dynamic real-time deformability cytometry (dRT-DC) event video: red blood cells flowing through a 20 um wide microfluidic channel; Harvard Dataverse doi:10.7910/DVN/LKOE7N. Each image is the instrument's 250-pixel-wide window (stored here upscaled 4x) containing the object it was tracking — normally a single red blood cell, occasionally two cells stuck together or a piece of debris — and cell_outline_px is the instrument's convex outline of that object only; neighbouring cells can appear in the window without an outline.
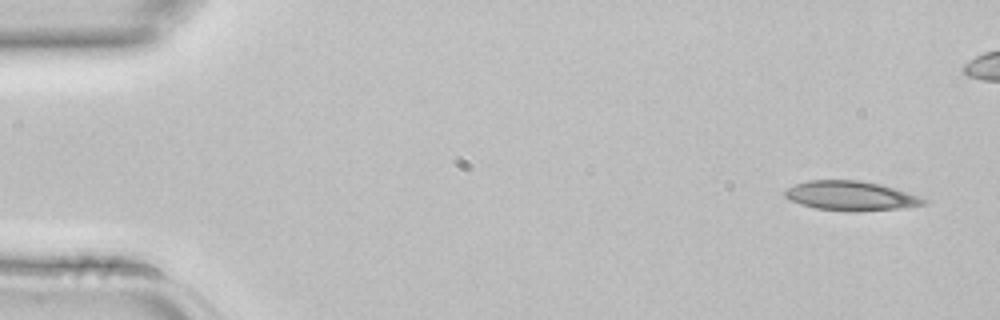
{"species": "common noctule bat (a hibernating species)", "species_latin": "Nyctalus noctula", "temperature_condition": "room temperature", "stored_images_in_passage": 4, "camera_frame_rate_fps": 3000, "um_per_image_px": 0.085, "animal": {"sex": "female", "body_mass_g": 22.7, "forearm_length_mm": 54.2}, "frame": {"image": 1, "passage_image": 1, "time_ms": 0.0, "image_size_px": [1000, 320], "cell_outline_px": [[928, 200], [924, 204], [900, 208], [852, 212], [816, 208], [800, 204], [788, 200], [784, 196], [784, 192], [788, 188], [796, 184], [808, 180], [856, 180], [880, 184]], "centroid_in_image_um": [72.24, 16.65], "position_along_channel_um": 12.8, "area_um2": 23.47}}